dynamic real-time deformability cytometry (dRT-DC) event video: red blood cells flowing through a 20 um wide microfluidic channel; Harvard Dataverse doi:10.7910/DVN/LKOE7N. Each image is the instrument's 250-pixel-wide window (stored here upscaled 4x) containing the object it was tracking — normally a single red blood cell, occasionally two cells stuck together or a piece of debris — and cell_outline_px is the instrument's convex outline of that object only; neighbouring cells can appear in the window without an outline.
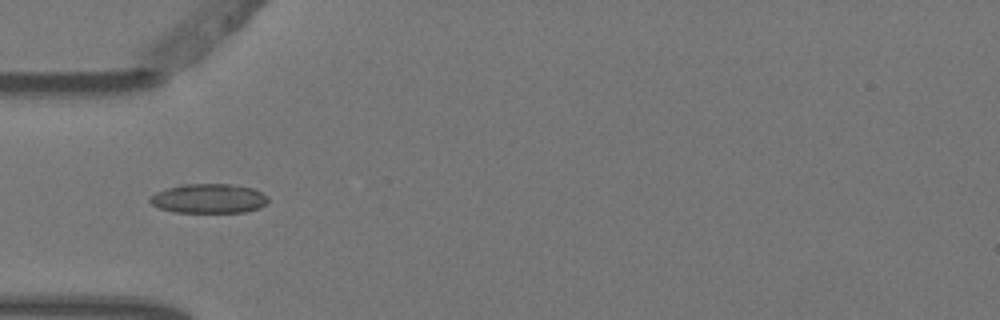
{"species": "Egyptian fruit bat (a non-hibernating species)", "species_latin": "Rousettus aegyptiacus", "temperature_condition": "warm", "stored_images_in_passage": 5, "camera_frame_rate_fps": 3000, "um_per_image_px": 0.085, "animal": {"sex": "female"}, "frame": {"image": 1, "passage_image": 4, "time_ms": 1.0, "image_size_px": [1000, 320], "cell_outline_px": [[268, 200], [260, 208], [244, 212], [176, 212], [160, 208], [152, 204], [148, 200], [148, 196], [156, 192], [180, 184], [228, 184], [252, 188], [268, 196]], "centroid_in_image_um": [17.72, 16.87], "position_along_channel_um": 67.3, "area_um2": 20.17}}
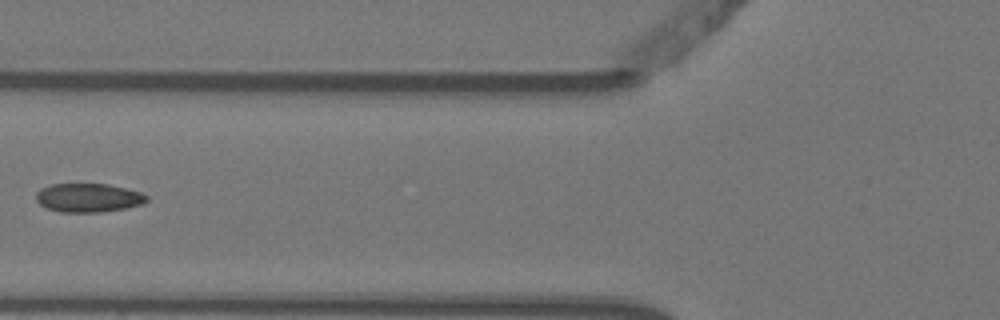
{"frame": {"image": 2, "passage_image": 5, "time_ms": 1.333, "image_size_px": [1000, 320], "cell_outline_px": [[148, 200], [144, 204], [124, 208], [100, 212], [60, 212], [48, 208], [40, 204], [36, 200], [36, 192], [40, 188], [52, 184], [108, 184], [140, 192], [148, 196]], "centroid_in_image_um": [7.5, 16.81], "position_along_channel_um": 118.3, "area_um2": 18.5}}